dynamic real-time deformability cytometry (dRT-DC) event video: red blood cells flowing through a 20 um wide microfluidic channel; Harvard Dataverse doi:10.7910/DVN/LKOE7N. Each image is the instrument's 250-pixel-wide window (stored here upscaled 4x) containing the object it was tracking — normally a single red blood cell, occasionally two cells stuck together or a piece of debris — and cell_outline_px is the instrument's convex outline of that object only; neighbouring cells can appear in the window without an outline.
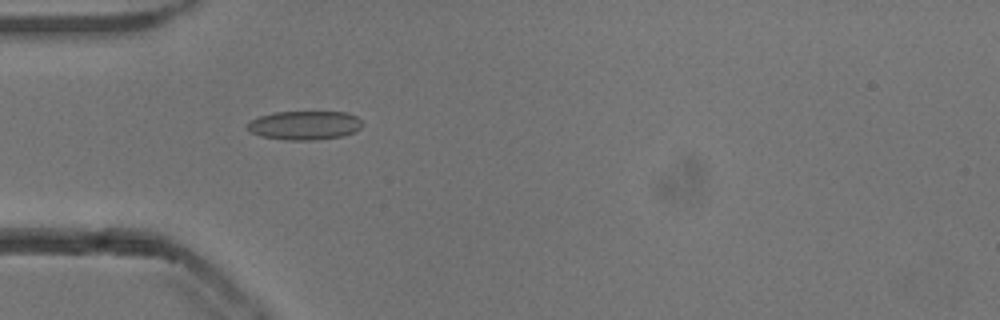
{"species": "common noctule bat (a hibernating species)", "species_latin": "Nyctalus noctula", "temperature_condition": "cold", "stored_images_in_passage": 38, "camera_frame_rate_fps": 3000, "um_per_image_px": 0.085, "animal": {"sex": "male", "body_mass_g": 13.3}, "frame": {"image": 1, "passage_image": 1, "time_ms": 0.0, "image_size_px": [1000, 320], "cell_outline_px": [[360, 128], [344, 136], [316, 140], [284, 140], [260, 136], [252, 132], [248, 128], [248, 124], [252, 120], [260, 116], [276, 112], [348, 112], [356, 116], [360, 120]], "centroid_in_image_um": [25.9, 10.66], "position_along_channel_um": 59.1, "area_um2": 19.19}}
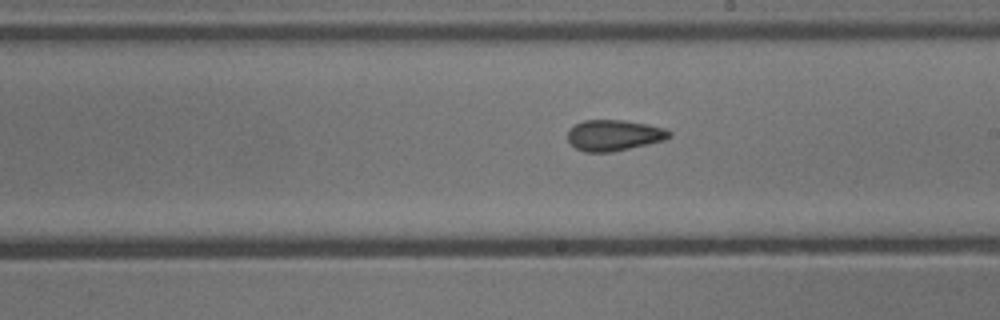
{"frame": {"image": 2, "passage_image": 15, "time_ms": 4.667, "image_size_px": [1000, 320], "cell_outline_px": [[672, 136], [664, 140], [612, 152], [584, 152], [576, 148], [568, 140], [568, 128], [584, 120], [624, 120], [648, 124], [664, 128], [672, 132]], "centroid_in_image_um": [52.19, 11.49], "position_along_channel_um": 236.8, "area_um2": 18.32}}
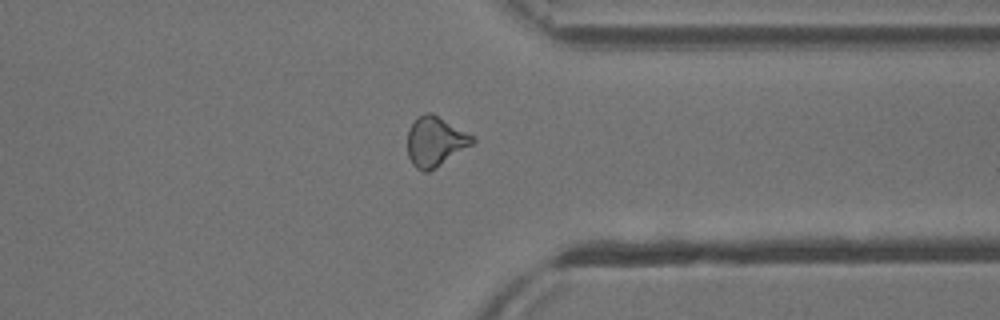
{"frame": {"image": 3, "passage_image": 26, "time_ms": 8.333, "image_size_px": [1000, 320], "cell_outline_px": [[476, 140], [472, 144], [436, 168], [428, 172], [424, 172], [416, 168], [412, 164], [408, 156], [408, 128], [416, 116], [424, 112], [432, 112], [472, 136]], "centroid_in_image_um": [36.95, 12.02], "position_along_channel_um": 374.5, "area_um2": 18.79}, "authors_computed_cell_mechanics": {"area_um2": 18.3226, "velocity_mm_per_s": 3.851, "shape_relaxation_time_tau1_ms": null, "shape_relaxation_time_tau2_ms": 3.2072, "deformation_change_tau1": null, "deformation_change_tau2": 0.089}}